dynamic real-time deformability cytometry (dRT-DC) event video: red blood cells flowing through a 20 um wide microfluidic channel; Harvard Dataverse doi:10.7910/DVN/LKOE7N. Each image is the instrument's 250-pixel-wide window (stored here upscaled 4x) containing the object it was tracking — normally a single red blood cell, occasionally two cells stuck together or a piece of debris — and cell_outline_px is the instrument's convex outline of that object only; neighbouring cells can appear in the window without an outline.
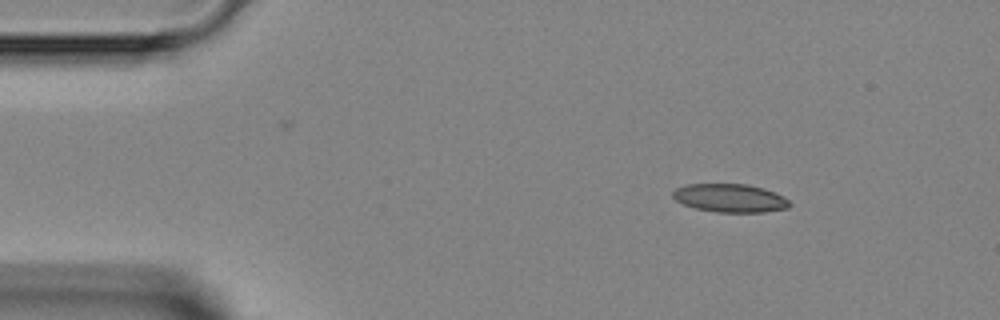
{"species": "Egyptian fruit bat (a non-hibernating species)", "species_latin": "Rousettus aegyptiacus", "temperature_condition": "room temperature", "stored_images_in_passage": 4, "camera_frame_rate_fps": 3000, "um_per_image_px": 0.085, "animal": {"sex": "female"}, "frame": {"image": 1, "passage_image": 2, "time_ms": 1.0, "image_size_px": [1000, 320], "cell_outline_px": [[792, 204], [788, 208], [764, 212], [716, 212], [696, 208], [684, 204], [676, 200], [672, 196], [672, 192], [676, 188], [684, 184], [748, 184], [784, 196]], "centroid_in_image_um": [62.04, 16.83], "position_along_channel_um": 23.0, "area_um2": 19.19}}
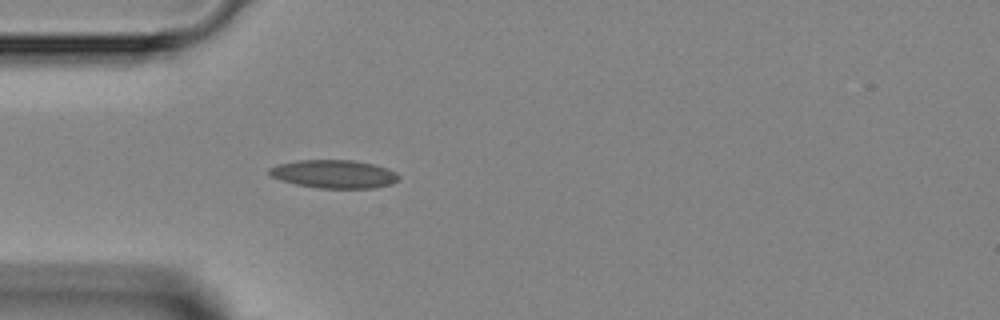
{"frame": {"image": 2, "passage_image": 4, "time_ms": 3.333, "image_size_px": [1000, 320], "cell_outline_px": [[400, 176], [392, 184], [372, 188], [320, 188], [296, 184], [280, 180], [272, 176], [268, 172], [268, 168], [276, 164], [296, 160], [352, 160], [372, 164], [388, 168], [396, 172]], "centroid_in_image_um": [28.37, 14.78], "position_along_channel_um": 56.6, "area_um2": 21.33}}